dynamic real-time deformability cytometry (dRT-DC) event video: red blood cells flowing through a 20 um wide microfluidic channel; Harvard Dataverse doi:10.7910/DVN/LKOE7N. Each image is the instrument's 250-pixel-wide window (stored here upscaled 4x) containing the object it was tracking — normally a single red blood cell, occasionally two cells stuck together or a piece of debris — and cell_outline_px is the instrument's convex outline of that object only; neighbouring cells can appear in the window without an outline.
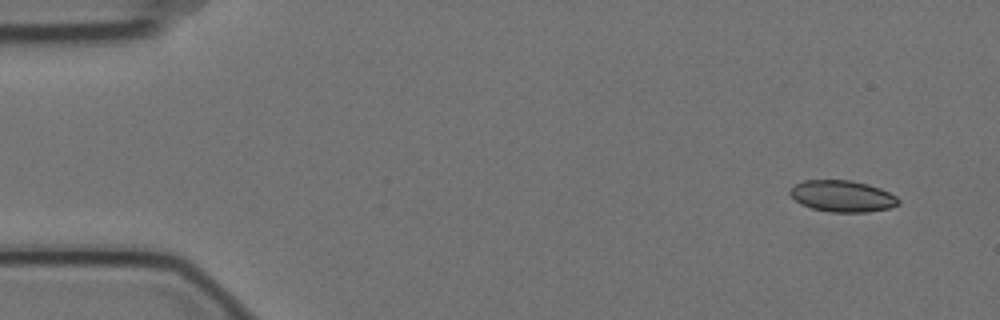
{"species": "Egyptian fruit bat (a non-hibernating species)", "species_latin": "Rousettus aegyptiacus", "temperature_condition": "cold", "stored_images_in_passage": 3, "camera_frame_rate_fps": 3000, "um_per_image_px": 0.085, "animal": {"sex": "female"}, "frame": {"image": 1, "passage_image": 1, "time_ms": 0.0, "image_size_px": [1000, 320], "cell_outline_px": [[900, 204], [888, 208], [864, 212], [832, 212], [812, 208], [800, 204], [788, 192], [796, 184], [804, 180], [852, 180], [868, 184], [880, 188], [896, 196], [900, 200]], "centroid_in_image_um": [71.61, 16.67], "position_along_channel_um": 13.4, "area_um2": 19.77}}